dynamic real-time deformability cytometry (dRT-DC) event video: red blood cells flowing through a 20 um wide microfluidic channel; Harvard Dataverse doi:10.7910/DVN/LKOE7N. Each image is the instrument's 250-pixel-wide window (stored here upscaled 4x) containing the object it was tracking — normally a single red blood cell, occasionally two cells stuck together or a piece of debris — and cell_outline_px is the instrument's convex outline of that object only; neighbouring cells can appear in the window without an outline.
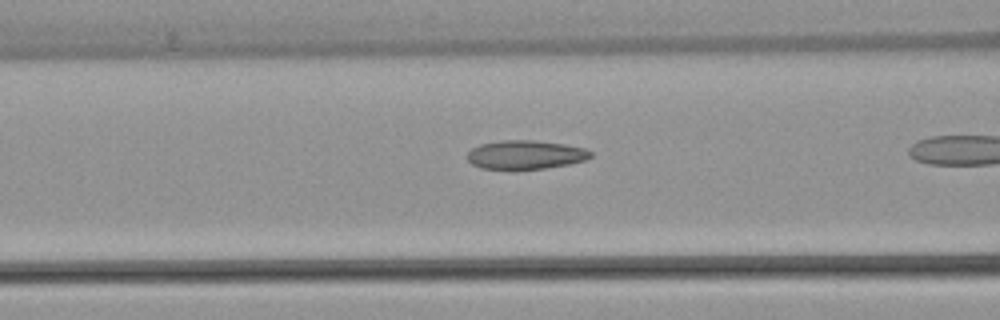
{"species": "common noctule bat (a hibernating species)", "species_latin": "Nyctalus noctula", "temperature_condition": "warm", "stored_images_in_passage": 36, "camera_frame_rate_fps": 3000, "um_per_image_px": 0.085, "animal": {"sex": "female", "body_mass_g": 22.7, "forearm_length_mm": 54.2}, "frame": {"image": 1, "passage_image": 16, "time_ms": 5.0, "image_size_px": [1000, 320], "cell_outline_px": [[592, 156], [584, 160], [568, 164], [544, 168], [512, 172], [480, 168], [472, 164], [468, 160], [468, 152], [472, 148], [480, 144], [500, 140], [532, 140], [564, 144], [584, 148], [592, 152]], "centroid_in_image_um": [44.61, 13.19], "position_along_channel_um": 122.0, "area_um2": 21.27}}